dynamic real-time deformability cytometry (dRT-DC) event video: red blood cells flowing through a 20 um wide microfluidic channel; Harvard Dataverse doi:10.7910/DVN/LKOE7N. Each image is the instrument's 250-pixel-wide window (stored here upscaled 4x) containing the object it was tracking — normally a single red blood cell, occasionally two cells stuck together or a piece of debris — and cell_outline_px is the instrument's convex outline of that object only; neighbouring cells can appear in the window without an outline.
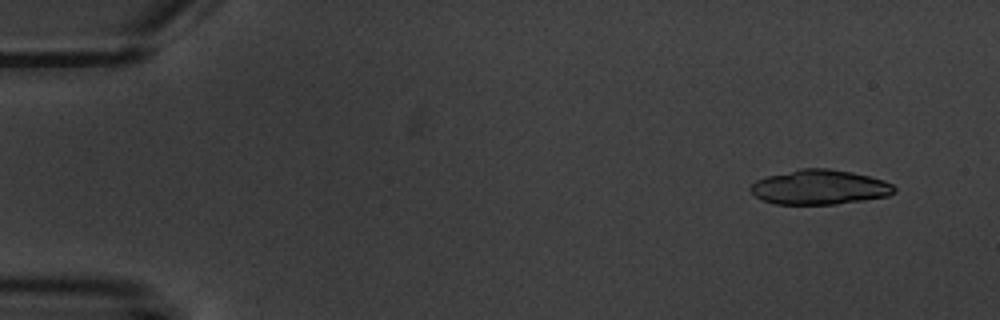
{"species": "common noctule bat (a hibernating species)", "species_latin": "Nyctalus noctula", "temperature_condition": "warm", "stored_images_in_passage": 4, "camera_frame_rate_fps": 3000, "um_per_image_px": 0.085, "animal": {"sex": "male", "body_mass_g": 20.1, "forearm_length_mm": 53.5}, "frame": {"image": 1, "passage_image": 1, "time_ms": 0.0, "image_size_px": [1000, 320], "cell_outline_px": [[896, 192], [888, 196], [836, 204], [776, 204], [764, 200], [756, 196], [748, 188], [756, 180], [768, 176], [800, 168], [828, 168], [852, 172], [884, 180], [892, 184], [896, 188]], "centroid_in_image_um": [69.68, 15.9], "position_along_channel_um": 15.3, "area_um2": 28.96}}